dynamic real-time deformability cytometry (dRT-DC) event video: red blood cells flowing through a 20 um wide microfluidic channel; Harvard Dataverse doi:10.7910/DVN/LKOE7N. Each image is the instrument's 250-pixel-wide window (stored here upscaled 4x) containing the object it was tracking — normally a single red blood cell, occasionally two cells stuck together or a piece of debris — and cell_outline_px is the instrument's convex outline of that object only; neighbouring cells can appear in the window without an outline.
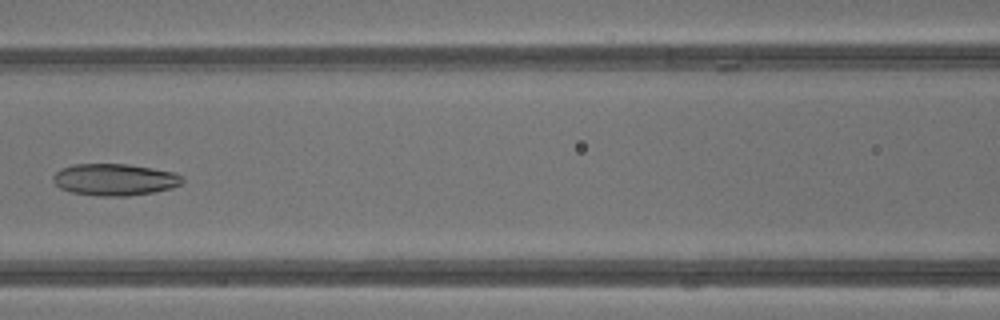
{"species": "common noctule bat (a hibernating species)", "species_latin": "Nyctalus noctula", "temperature_condition": "warm", "stored_images_in_passage": 36, "camera_frame_rate_fps": 3000, "um_per_image_px": 0.085, "animal": {"sex": "male", "body_mass_g": 13.3}, "frame": {"image": 1, "passage_image": 13, "time_ms": 4.0, "image_size_px": [1000, 320], "cell_outline_px": [[184, 180], [180, 184], [172, 188], [156, 192], [128, 196], [96, 196], [72, 192], [60, 188], [52, 180], [52, 176], [60, 168], [72, 164], [128, 164], [152, 168], [172, 172], [184, 176]], "centroid_in_image_um": [9.74, 15.27], "position_along_channel_um": 156.9, "area_um2": 24.16}}
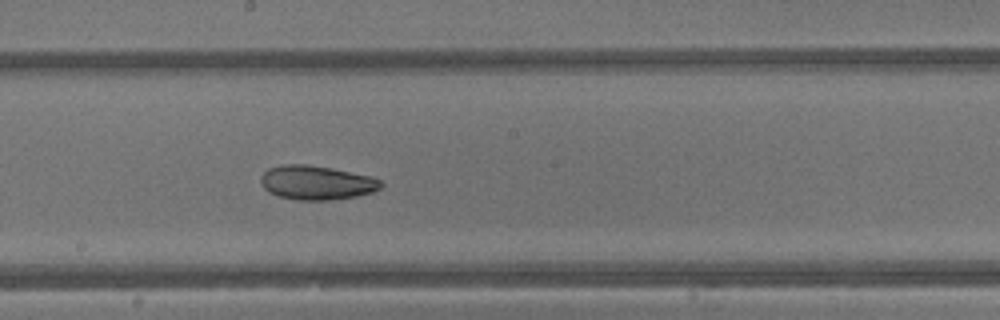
{"frame": {"image": 2, "passage_image": 17, "time_ms": 5.333, "image_size_px": [1000, 320], "cell_outline_px": [[384, 184], [380, 188], [372, 192], [356, 196], [328, 200], [300, 200], [280, 196], [268, 192], [260, 184], [260, 176], [268, 168], [284, 164], [304, 164], [332, 168], [372, 176], [380, 180]], "centroid_in_image_um": [26.9, 15.51], "position_along_channel_um": 221.3, "area_um2": 23.93}}
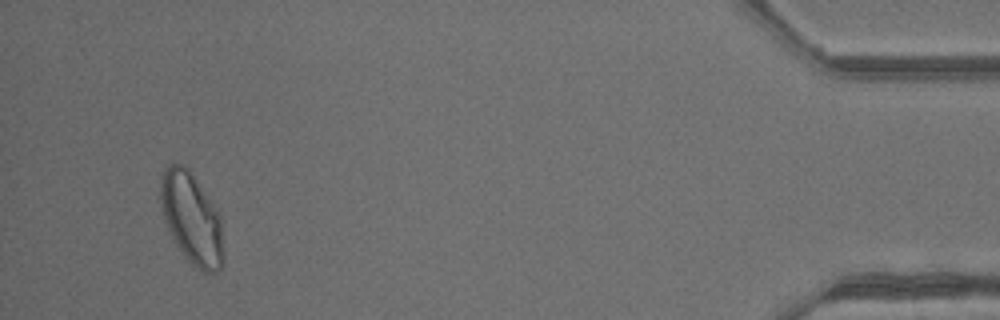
{"frame": {"image": 3, "passage_image": 34, "time_ms": 11.0, "image_size_px": [1000, 320], "cell_outline_px": [[224, 264], [216, 272], [200, 272], [192, 268], [172, 240], [164, 220], [160, 204], [160, 184], [164, 168], [168, 164], [184, 164], [188, 168], [216, 208], [220, 216], [224, 256]], "centroid_in_image_um": [16.28, 18.63], "position_along_channel_um": 418.9, "area_um2": 34.04}, "authors_computed_cell_mechanics": {"area_um2": 27.1949, "velocity_mm_per_s": 4.8497, "shape_relaxation_time_tau1_ms": null, "shape_relaxation_time_tau2_ms": 2.1274, "deformation_change_tau1": null, "deformation_change_tau2": 0.0751}}